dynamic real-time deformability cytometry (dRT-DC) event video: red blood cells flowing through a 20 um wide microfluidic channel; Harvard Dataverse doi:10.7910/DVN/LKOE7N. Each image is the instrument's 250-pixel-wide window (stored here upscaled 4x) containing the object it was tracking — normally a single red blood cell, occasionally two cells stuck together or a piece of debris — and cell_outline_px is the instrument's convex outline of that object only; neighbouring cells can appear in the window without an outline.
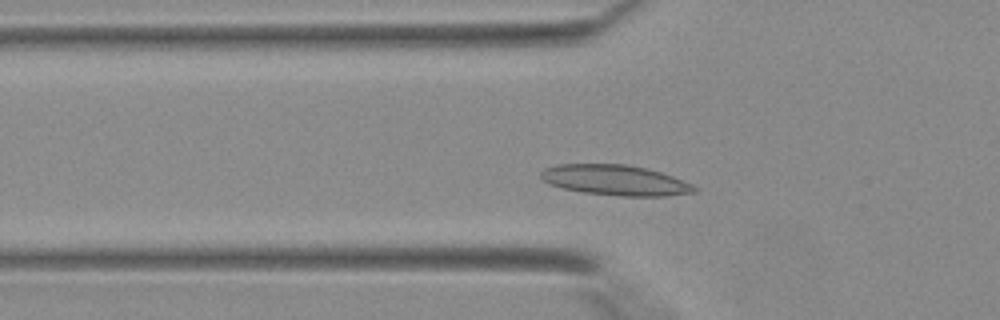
{"species": "Egyptian fruit bat (a non-hibernating species)", "species_latin": "Rousettus aegyptiacus", "temperature_condition": "warm", "stored_images_in_passage": 35, "camera_frame_rate_fps": 3000, "um_per_image_px": 0.085, "animal": {"sex": "female"}, "frame": {"image": 1, "passage_image": 8, "time_ms": 2.333, "image_size_px": [1000, 320], "cell_outline_px": [[700, 188], [696, 192], [664, 196], [620, 196], [584, 192], [564, 188], [548, 184], [540, 176], [540, 172], [544, 168], [560, 164], [624, 164], [644, 168], [660, 172], [672, 176], [692, 184]], "centroid_in_image_um": [52.31, 15.32], "position_along_channel_um": 73.5, "area_um2": 27.05}}
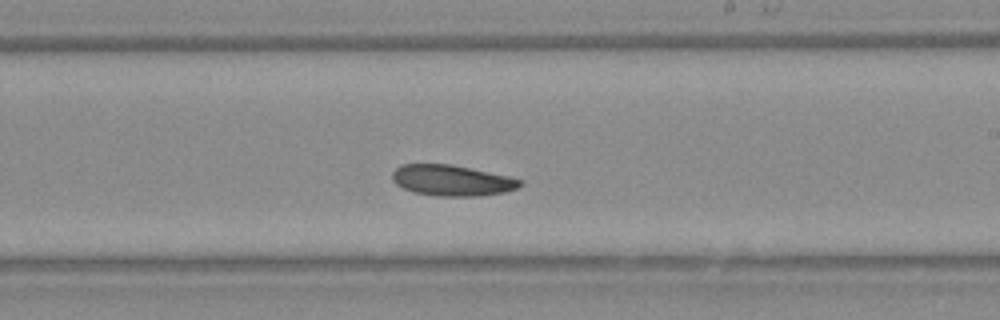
{"frame": {"image": 2, "passage_image": 19, "time_ms": 6.0, "image_size_px": [1000, 320], "cell_outline_px": [[524, 184], [516, 188], [504, 192], [480, 196], [436, 196], [412, 192], [396, 184], [392, 180], [392, 172], [400, 164], [448, 164], [508, 176], [524, 180]], "centroid_in_image_um": [38.4, 15.34], "position_along_channel_um": 250.6, "area_um2": 22.95}}
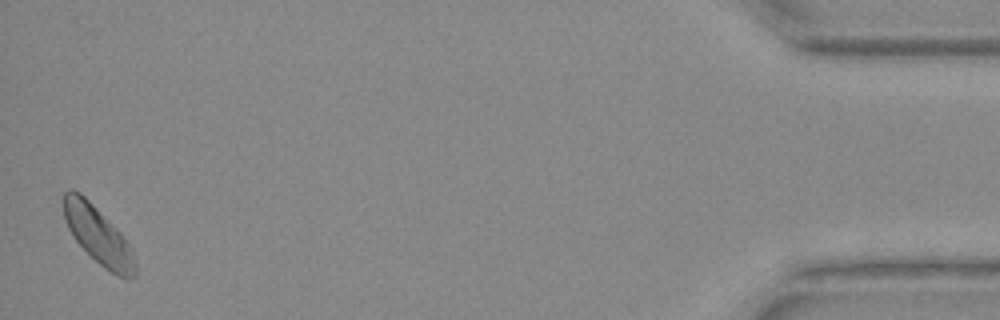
{"frame": {"image": 3, "passage_image": 35, "time_ms": 11.333, "image_size_px": [1000, 320], "cell_outline_px": [[136, 276], [120, 276], [104, 268], [72, 236], [68, 228], [64, 216], [64, 192], [68, 188], [72, 188], [80, 192], [120, 232], [132, 248], [136, 268]], "centroid_in_image_um": [8.32, 19.96], "position_along_channel_um": 426.9, "area_um2": 23.29}}